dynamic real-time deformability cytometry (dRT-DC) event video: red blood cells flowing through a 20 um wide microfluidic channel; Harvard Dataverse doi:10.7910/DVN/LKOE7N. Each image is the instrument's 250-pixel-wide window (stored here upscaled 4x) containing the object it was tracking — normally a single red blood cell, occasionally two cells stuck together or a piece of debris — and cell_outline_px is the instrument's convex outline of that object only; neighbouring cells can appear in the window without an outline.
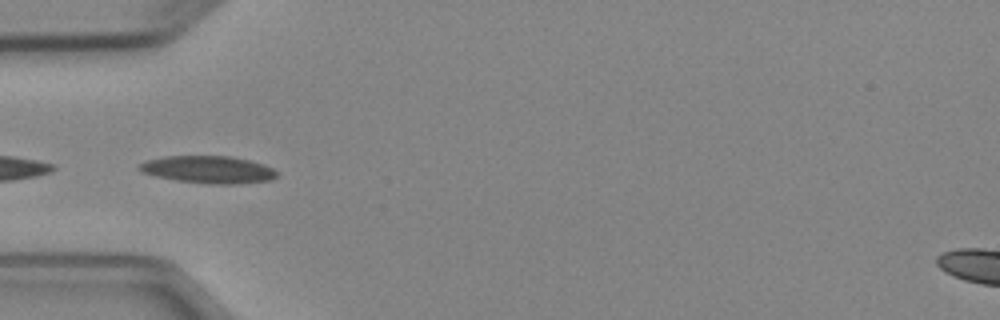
{"species": "Egyptian fruit bat (a non-hibernating species)", "species_latin": "Rousettus aegyptiacus", "temperature_condition": "cold", "stored_images_in_passage": 6, "camera_frame_rate_fps": 3000, "um_per_image_px": 0.085, "animal": {"sex": "female"}, "frame": {"image": 1, "passage_image": 4, "time_ms": 4.333, "image_size_px": [1000, 320], "cell_outline_px": [[276, 176], [272, 180], [236, 184], [208, 184], [176, 180], [156, 176], [140, 172], [136, 168], [140, 164], [148, 160], [164, 156], [228, 156], [248, 160], [264, 164], [272, 168], [276, 172]], "centroid_in_image_um": [17.68, 14.42], "position_along_channel_um": 67.3, "area_um2": 21.91}}